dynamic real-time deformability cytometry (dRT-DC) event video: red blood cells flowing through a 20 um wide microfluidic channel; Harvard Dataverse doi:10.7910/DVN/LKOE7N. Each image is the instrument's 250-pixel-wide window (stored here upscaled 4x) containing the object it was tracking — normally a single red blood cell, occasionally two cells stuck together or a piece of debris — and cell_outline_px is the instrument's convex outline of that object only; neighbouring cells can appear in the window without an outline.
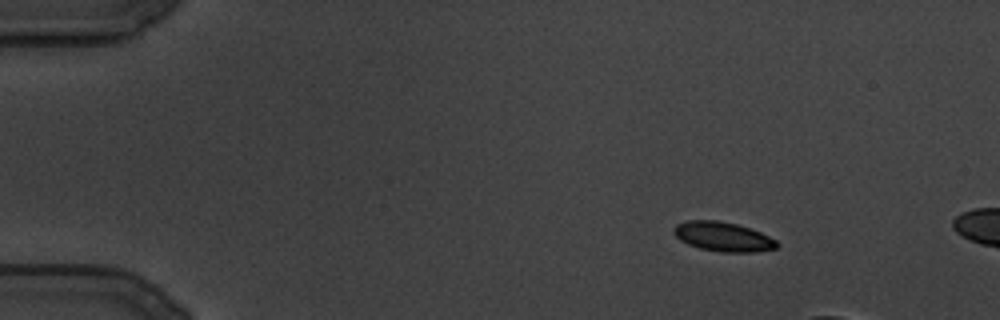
{"species": "common noctule bat (a hibernating species)", "species_latin": "Nyctalus noctula", "temperature_condition": "cold", "stored_images_in_passage": 12, "camera_frame_rate_fps": 3000, "um_per_image_px": 0.085, "animal": {"sex": "male", "body_mass_g": 19.5, "forearm_length_mm": 54.6}, "frame": {"image": 1, "passage_image": 1, "time_ms": 0.0, "image_size_px": [1000, 320], "cell_outline_px": [[780, 244], [776, 248], [756, 252], [720, 252], [700, 248], [688, 244], [680, 240], [672, 232], [672, 228], [676, 224], [688, 220], [716, 220], [736, 224], [760, 232], [776, 240]], "centroid_in_image_um": [61.43, 20.12], "position_along_channel_um": 23.6, "area_um2": 17.69}}